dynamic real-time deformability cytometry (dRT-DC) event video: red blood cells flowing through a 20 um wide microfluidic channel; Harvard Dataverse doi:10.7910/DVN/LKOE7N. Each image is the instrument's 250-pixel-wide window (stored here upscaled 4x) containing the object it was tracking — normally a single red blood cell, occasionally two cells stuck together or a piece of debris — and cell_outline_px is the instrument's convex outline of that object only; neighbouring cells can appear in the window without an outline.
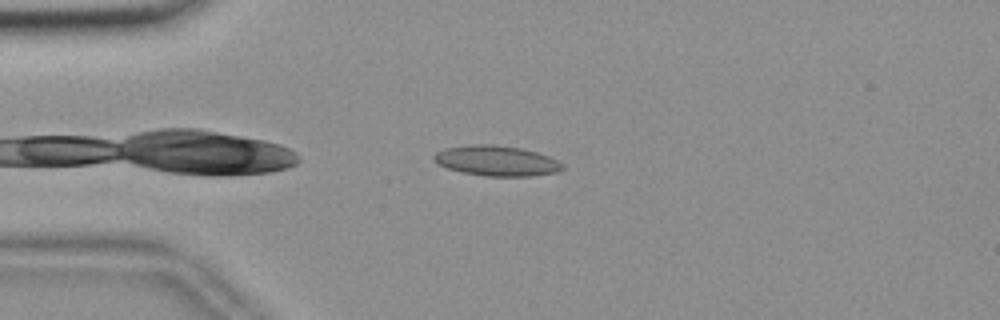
{"species": "common noctule bat (a hibernating species)", "species_latin": "Nyctalus noctula", "temperature_condition": "room temperature", "stored_images_in_passage": 42, "camera_frame_rate_fps": 3000, "um_per_image_px": 0.085, "animal": {"sex": "female", "body_mass_g": 18.4}, "frame": {"image": 1, "passage_image": 6, "time_ms": 1.667, "image_size_px": [1000, 320], "cell_outline_px": [[564, 168], [556, 172], [532, 176], [484, 176], [464, 172], [448, 168], [432, 160], [432, 156], [436, 152], [444, 148], [472, 144], [492, 144], [520, 148], [536, 152], [548, 156], [564, 164]], "centroid_in_image_um": [42.19, 13.66], "position_along_channel_um": 42.8, "area_um2": 22.6}}
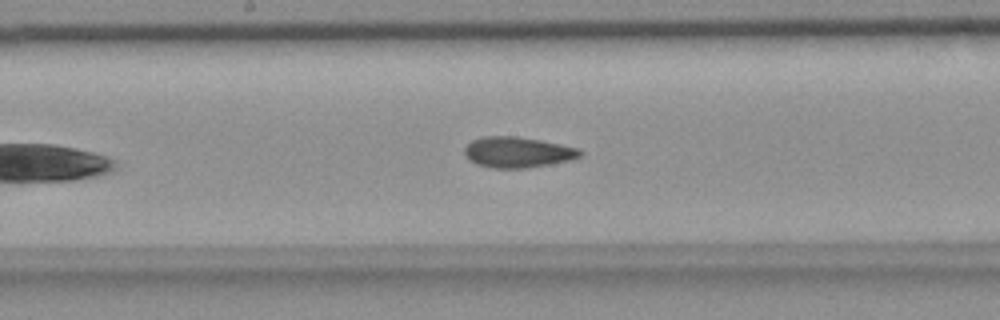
{"frame": {"image": 2, "passage_image": 21, "time_ms": 6.667, "image_size_px": [1000, 320], "cell_outline_px": [[584, 152], [580, 156], [572, 160], [524, 168], [492, 168], [476, 164], [468, 160], [464, 156], [464, 148], [472, 140], [484, 136], [512, 136], [540, 140], [560, 144], [576, 148]], "centroid_in_image_um": [43.96, 12.94], "position_along_channel_um": 204.2, "area_um2": 20.63}}
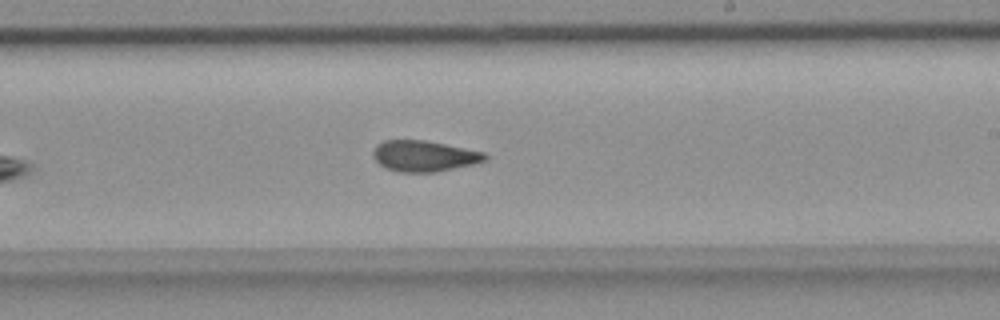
{"frame": {"image": 3, "passage_image": 25, "time_ms": 8.0, "image_size_px": [1000, 320], "cell_outline_px": [[488, 156], [484, 160], [472, 164], [436, 172], [400, 172], [388, 168], [380, 164], [372, 156], [372, 152], [376, 144], [384, 140], [424, 140], [484, 152]], "centroid_in_image_um": [36.01, 13.25], "position_along_channel_um": 253.0, "area_um2": 19.94}, "authors_computed_cell_mechanics": {"area_um2": 20.6346, "velocity_mm_per_s": 3.672, "shape_relaxation_time_tau1_ms": 4.8114, "shape_relaxation_time_tau2_ms": null, "deformation_change_tau1": 0.0956, "deformation_change_tau2": null}}